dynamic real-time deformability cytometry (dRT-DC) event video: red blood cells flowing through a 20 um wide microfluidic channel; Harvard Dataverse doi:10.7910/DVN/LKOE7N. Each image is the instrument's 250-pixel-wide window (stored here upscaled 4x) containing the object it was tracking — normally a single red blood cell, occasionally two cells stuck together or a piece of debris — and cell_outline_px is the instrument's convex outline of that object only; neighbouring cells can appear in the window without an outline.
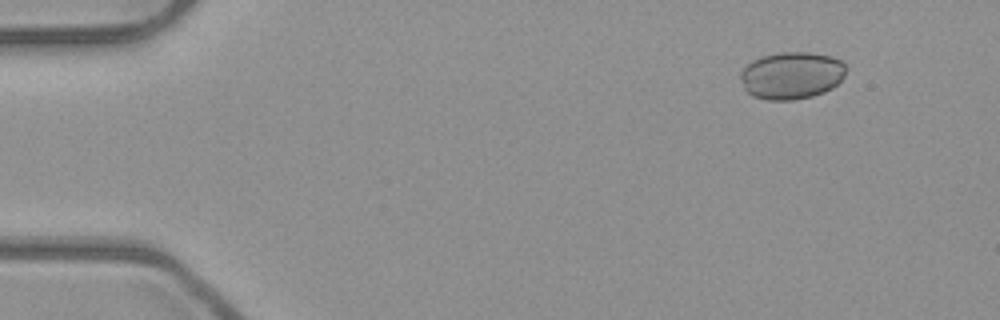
{"species": "common noctule bat (a hibernating species)", "species_latin": "Nyctalus noctula", "temperature_condition": "room temperature", "stored_images_in_passage": 6, "camera_frame_rate_fps": 3000, "um_per_image_px": 0.085, "animal": {"sex": "male", "body_mass_g": 23.1, "forearm_length_mm": 52.7}, "frame": {"image": 1, "passage_image": 2, "time_ms": 0.333, "image_size_px": [1000, 320], "cell_outline_px": [[848, 68], [844, 76], [832, 88], [824, 92], [812, 96], [792, 100], [768, 100], [752, 96], [744, 88], [740, 80], [740, 72], [752, 60], [764, 56], [780, 52], [808, 52], [832, 56], [840, 60]], "centroid_in_image_um": [67.29, 6.41], "position_along_channel_um": 17.7, "area_um2": 29.19}}